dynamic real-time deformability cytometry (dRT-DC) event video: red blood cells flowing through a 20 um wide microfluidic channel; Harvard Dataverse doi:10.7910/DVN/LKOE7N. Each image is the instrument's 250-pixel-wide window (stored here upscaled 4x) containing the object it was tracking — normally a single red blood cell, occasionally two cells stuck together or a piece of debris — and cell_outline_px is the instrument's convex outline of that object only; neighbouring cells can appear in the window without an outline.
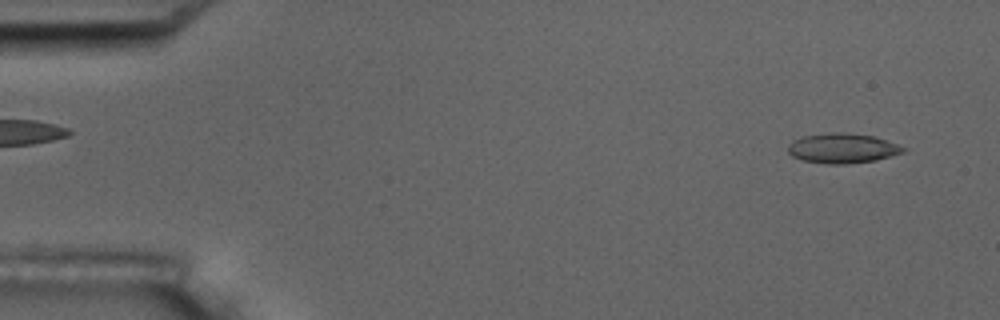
{"species": "common noctule bat (a hibernating species)", "species_latin": "Nyctalus noctula", "temperature_condition": "room temperature", "stored_images_in_passage": 4, "camera_frame_rate_fps": 3000, "um_per_image_px": 0.085, "animal": {"sex": "male", "body_mass_g": 17.5, "forearm_length_mm": 52.3}, "frame": {"image": 1, "passage_image": 1, "time_ms": 0.0, "image_size_px": [1000, 320], "cell_outline_px": [[908, 148], [904, 152], [892, 156], [876, 160], [844, 164], [828, 164], [804, 160], [792, 156], [788, 152], [788, 144], [792, 140], [800, 136], [828, 132], [848, 132], [876, 136]], "centroid_in_image_um": [71.62, 12.58], "position_along_channel_um": 13.4, "area_um2": 20.4}}